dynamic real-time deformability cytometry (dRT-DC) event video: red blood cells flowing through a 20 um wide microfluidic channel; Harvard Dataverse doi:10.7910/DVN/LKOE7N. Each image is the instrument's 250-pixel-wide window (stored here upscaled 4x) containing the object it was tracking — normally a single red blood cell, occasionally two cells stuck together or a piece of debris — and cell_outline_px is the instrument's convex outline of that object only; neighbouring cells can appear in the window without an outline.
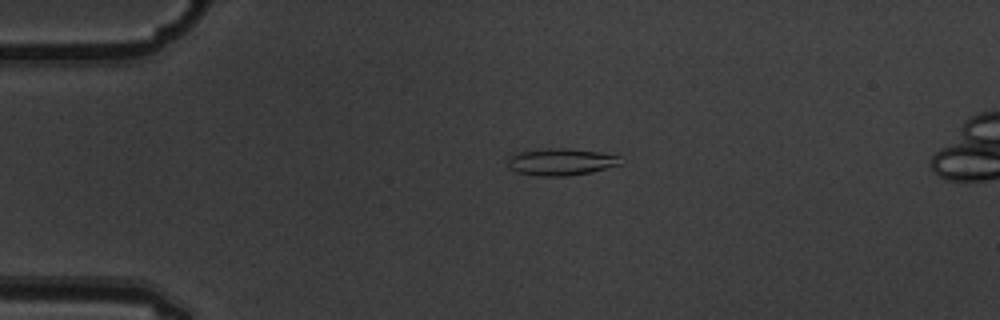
{"species": "common noctule bat (a hibernating species)", "species_latin": "Nyctalus noctula", "temperature_condition": "warm", "stored_images_in_passage": 6, "camera_frame_rate_fps": 3000, "um_per_image_px": 0.085, "animal": {"sex": "male", "body_mass_g": 19.5, "forearm_length_mm": 54.6}, "frame": {"image": 1, "passage_image": 4, "time_ms": 1.0, "image_size_px": [1000, 320], "cell_outline_px": [[624, 164], [592, 172], [568, 176], [536, 176], [516, 172], [508, 168], [508, 156], [512, 152], [544, 148], [568, 148], [600, 152], [624, 156]], "centroid_in_image_um": [47.71, 13.75], "position_along_channel_um": 37.3, "area_um2": 18.5}}